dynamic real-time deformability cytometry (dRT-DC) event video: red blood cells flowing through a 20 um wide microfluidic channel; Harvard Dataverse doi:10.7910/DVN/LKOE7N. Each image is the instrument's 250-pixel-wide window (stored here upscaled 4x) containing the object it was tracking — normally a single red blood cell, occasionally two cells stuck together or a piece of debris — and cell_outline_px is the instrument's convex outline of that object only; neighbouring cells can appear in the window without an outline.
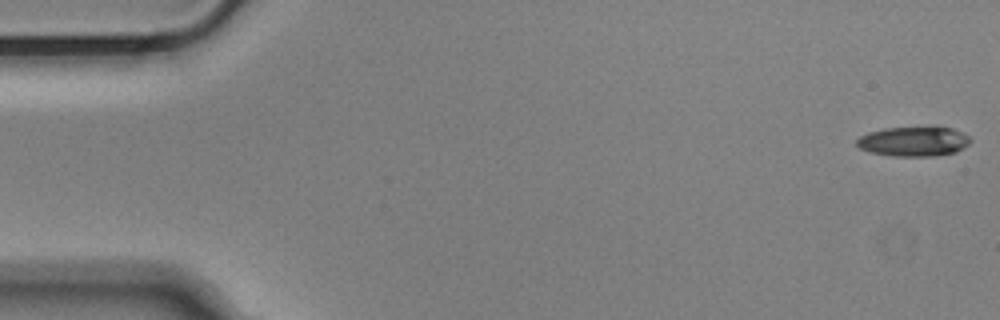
{"species": "Egyptian fruit bat (a non-hibernating species)", "species_latin": "Rousettus aegyptiacus", "temperature_condition": "cold", "stored_images_in_passage": 5, "camera_frame_rate_fps": 3000, "um_per_image_px": 0.085, "animal": {"sex": "male"}, "frame": {"image": 1, "passage_image": 1, "time_ms": 0.0, "image_size_px": [1000, 320], "cell_outline_px": [[972, 140], [968, 144], [956, 152], [932, 156], [892, 156], [872, 152], [860, 148], [856, 144], [856, 140], [860, 136], [868, 132], [884, 128], [952, 128], [968, 136]], "centroid_in_image_um": [77.64, 12.03], "position_along_channel_um": 7.4, "area_um2": 19.31}}